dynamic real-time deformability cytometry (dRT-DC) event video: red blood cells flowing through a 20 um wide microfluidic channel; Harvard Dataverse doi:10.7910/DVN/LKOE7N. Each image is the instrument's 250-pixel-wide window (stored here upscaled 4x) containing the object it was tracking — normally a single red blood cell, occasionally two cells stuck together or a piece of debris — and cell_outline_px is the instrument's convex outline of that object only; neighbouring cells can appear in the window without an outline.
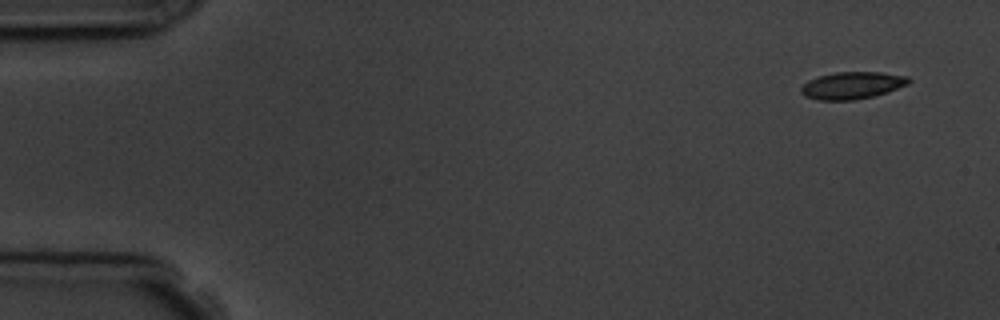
{"species": "common noctule bat (a hibernating species)", "species_latin": "Nyctalus noctula", "temperature_condition": "room temperature", "stored_images_in_passage": 5, "segment_of_instrument_passage": [2, 2], "camera_frame_rate_fps": 3000, "um_per_image_px": 0.085, "animal": {"sex": "male", "body_mass_g": 19.5, "forearm_length_mm": 54.6}, "frame": {"image": 1, "passage_image": 5, "time_ms": 6.333, "image_size_px": [1000, 320], "cell_outline_px": [[912, 80], [908, 84], [888, 92], [856, 100], [820, 100], [804, 96], [800, 92], [800, 88], [808, 80], [820, 76], [836, 72], [880, 72], [908, 76]], "centroid_in_image_um": [72.44, 7.26], "position_along_channel_um": 12.6, "area_um2": 17.05}}